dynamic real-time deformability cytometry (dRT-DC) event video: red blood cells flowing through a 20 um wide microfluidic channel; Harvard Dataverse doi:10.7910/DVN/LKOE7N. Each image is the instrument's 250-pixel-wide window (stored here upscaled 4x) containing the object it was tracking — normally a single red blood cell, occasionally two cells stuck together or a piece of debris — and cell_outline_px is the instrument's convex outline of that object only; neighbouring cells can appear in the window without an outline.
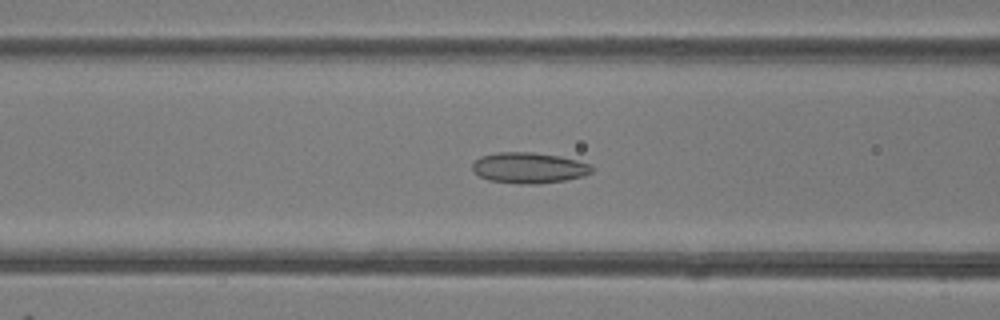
{"species": "common noctule bat (a hibernating species)", "species_latin": "Nyctalus noctula", "temperature_condition": "room temperature", "stored_images_in_passage": 47, "camera_frame_rate_fps": 3000, "um_per_image_px": 0.085, "animal": {"sex": "female"}, "frame": {"image": 1, "passage_image": 18, "time_ms": 5.667, "image_size_px": [1000, 320], "cell_outline_px": [[592, 172], [584, 176], [568, 180], [540, 184], [520, 184], [488, 180], [480, 176], [472, 168], [472, 164], [476, 160], [484, 156], [496, 152], [532, 152], [560, 156], [592, 164]], "centroid_in_image_um": [45.01, 14.27], "position_along_channel_um": 121.6, "area_um2": 21.5}}
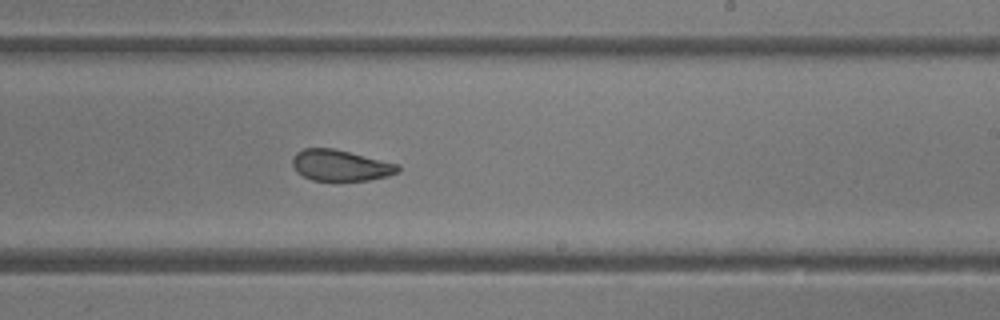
{"frame": {"image": 2, "passage_image": 28, "time_ms": 9.0, "image_size_px": [1000, 320], "cell_outline_px": [[400, 172], [388, 176], [368, 180], [312, 180], [296, 172], [292, 164], [292, 156], [296, 152], [304, 148], [332, 148], [396, 164], [400, 168]], "centroid_in_image_um": [28.89, 14.06], "position_along_channel_um": 260.1, "area_um2": 18.84}}
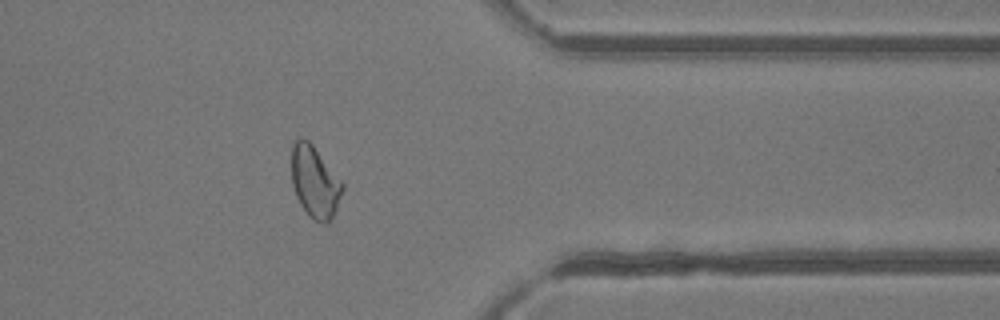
{"frame": {"image": 3, "passage_image": 38, "time_ms": 12.333, "image_size_px": [1000, 320], "cell_outline_px": [[344, 188], [332, 220], [328, 224], [320, 224], [308, 216], [300, 204], [296, 196], [292, 184], [292, 144], [300, 136], [308, 140], [312, 144], [344, 184]], "centroid_in_image_um": [26.76, 15.5], "position_along_channel_um": 384.6, "area_um2": 21.44}, "authors_computed_cell_mechanics": {"area_um2": 21.9062, "velocity_mm_per_s": 4.1622, "shape_relaxation_time_tau1_ms": null, "shape_relaxation_time_tau2_ms": 1.95, "deformation_change_tau1": null, "deformation_change_tau2": 0.0801}}